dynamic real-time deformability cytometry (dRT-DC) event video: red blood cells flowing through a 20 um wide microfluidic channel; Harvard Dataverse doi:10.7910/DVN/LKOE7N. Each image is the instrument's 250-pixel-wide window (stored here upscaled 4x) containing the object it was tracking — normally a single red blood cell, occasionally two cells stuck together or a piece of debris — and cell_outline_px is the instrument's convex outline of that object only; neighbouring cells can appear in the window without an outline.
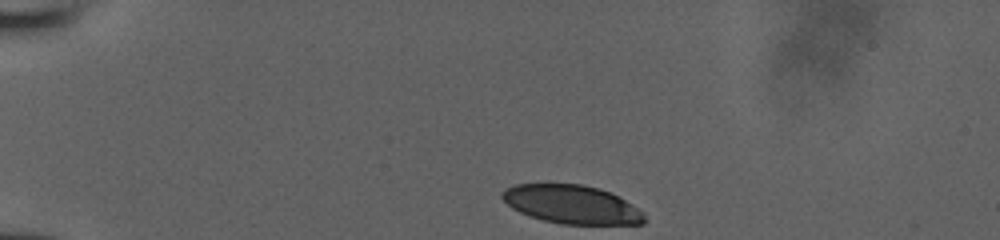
{"species": "human", "species_latin": "Homo sapiens", "temperature_condition": "room temperature", "stored_images_in_passage": 35, "camera_frame_rate_fps": 3000, "um_per_image_px": 0.085, "donor": {"sex": "male"}, "frame": {"image": 1, "passage_image": 1, "time_ms": 0.0, "image_size_px": [1000, 240], "cell_outline_px": [[648, 220], [644, 224], [560, 224], [528, 216], [512, 208], [500, 196], [500, 192], [516, 184], [580, 184], [600, 188], [624, 200], [644, 212]], "centroid_in_image_um": [48.61, 17.38], "position_along_channel_um": 36.4, "area_um2": 31.91}}
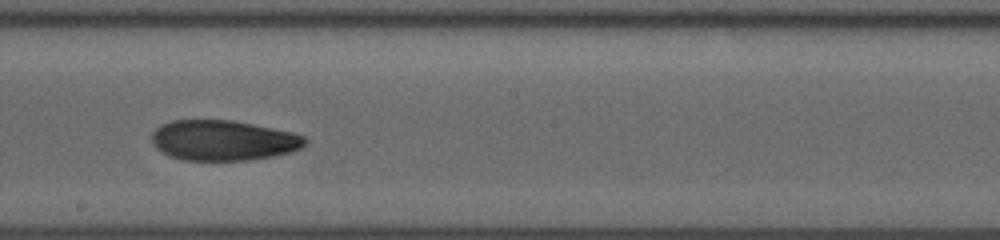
{"frame": {"image": 2, "passage_image": 20, "time_ms": 6.333, "image_size_px": [1000, 240], "cell_outline_px": [[308, 144], [292, 152], [272, 156], [248, 160], [184, 160], [168, 156], [160, 152], [152, 144], [152, 132], [160, 124], [172, 120], [232, 120], [292, 132], [304, 136], [308, 140]], "centroid_in_image_um": [18.95, 11.93], "position_along_channel_um": 229.2, "area_um2": 36.24}}
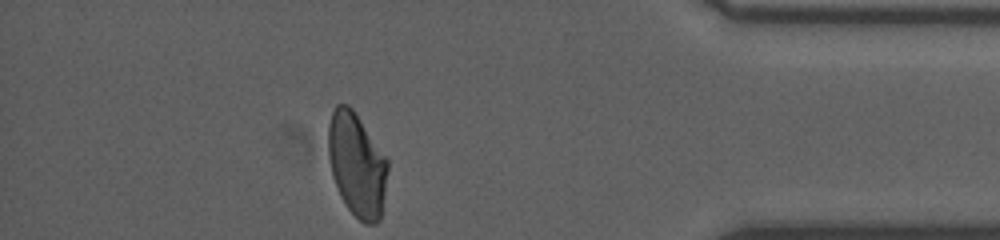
{"frame": {"image": 3, "passage_image": 35, "time_ms": 11.333, "image_size_px": [1000, 240], "cell_outline_px": [[388, 168], [380, 220], [376, 224], [364, 224], [348, 208], [340, 196], [332, 176], [328, 156], [328, 124], [332, 112], [336, 104], [348, 104], [352, 108], [388, 160]], "centroid_in_image_um": [30.31, 14.0], "position_along_channel_um": 404.9, "area_um2": 35.78}}